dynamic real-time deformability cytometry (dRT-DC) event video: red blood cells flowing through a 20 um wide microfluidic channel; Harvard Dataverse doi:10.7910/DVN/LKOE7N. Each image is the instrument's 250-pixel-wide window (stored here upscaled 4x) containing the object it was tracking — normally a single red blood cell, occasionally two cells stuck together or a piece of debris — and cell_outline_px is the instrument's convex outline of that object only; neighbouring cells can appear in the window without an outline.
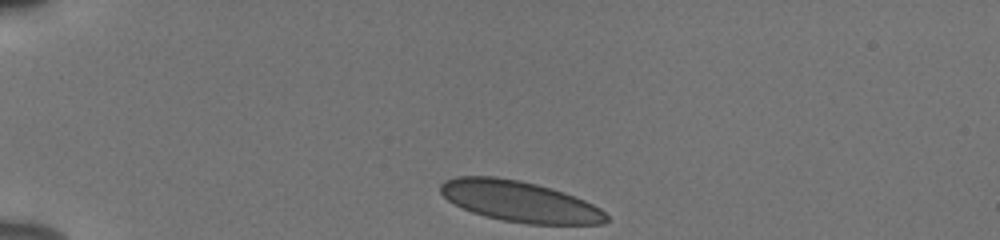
{"species": "human", "species_latin": "Homo sapiens", "temperature_condition": "cold", "stored_images_in_passage": 35, "camera_frame_rate_fps": 3000, "um_per_image_px": 0.085, "donor": {"sex": "male"}, "frame": {"image": 1, "passage_image": 1, "time_ms": 0.0, "image_size_px": [1000, 240], "cell_outline_px": [[608, 220], [600, 224], [528, 224], [504, 220], [484, 216], [472, 212], [448, 200], [440, 192], [440, 184], [444, 180], [456, 176], [496, 176], [520, 180], [552, 188], [584, 200], [600, 208], [608, 216]], "centroid_in_image_um": [44.15, 17.11], "position_along_channel_um": 40.8, "area_um2": 39.3}}
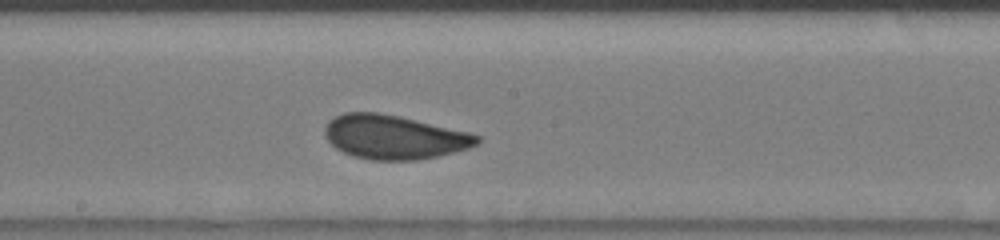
{"frame": {"image": 2, "passage_image": 19, "time_ms": 6.0, "image_size_px": [1000, 240], "cell_outline_px": [[480, 144], [468, 148], [436, 156], [416, 160], [372, 160], [352, 156], [336, 148], [328, 140], [324, 132], [324, 128], [328, 120], [344, 112], [376, 112], [400, 116], [468, 132], [480, 136]], "centroid_in_image_um": [33.48, 11.64], "position_along_channel_um": 214.7, "area_um2": 38.96}}
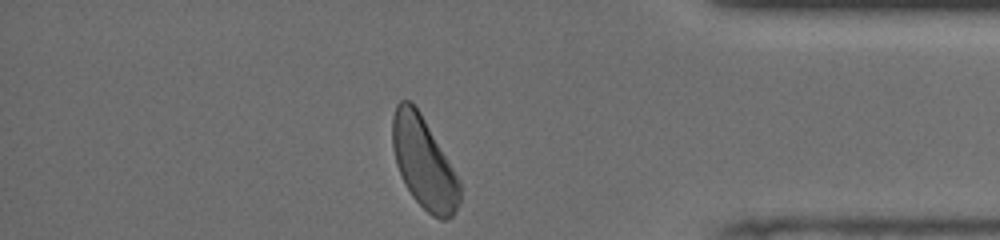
{"frame": {"image": 3, "passage_image": 35, "time_ms": 11.333, "image_size_px": [1000, 240], "cell_outline_px": [[460, 200], [452, 216], [444, 220], [440, 220], [432, 216], [412, 196], [396, 164], [392, 148], [392, 116], [396, 104], [400, 100], [408, 100], [420, 112], [452, 168], [460, 184]], "centroid_in_image_um": [35.99, 13.84], "position_along_channel_um": 399.2, "area_um2": 35.03}, "authors_computed_cell_mechanics": {"area_um2": 39.1306, "velocity_mm_per_s": 3.8142, "shape_relaxation_time_tau1_ms": 4.3169, "shape_relaxation_time_tau2_ms": null, "deformation_change_tau1": 0.1161, "deformation_change_tau2": null}}